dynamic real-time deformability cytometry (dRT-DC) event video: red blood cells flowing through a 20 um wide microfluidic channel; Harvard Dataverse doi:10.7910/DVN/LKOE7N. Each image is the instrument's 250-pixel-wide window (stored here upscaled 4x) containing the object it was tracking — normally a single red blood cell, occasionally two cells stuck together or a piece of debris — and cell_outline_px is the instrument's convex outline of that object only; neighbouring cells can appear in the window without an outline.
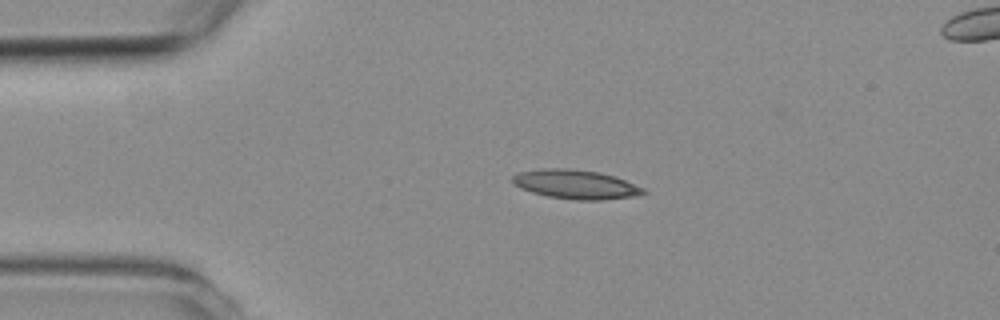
{"species": "common noctule bat (a hibernating species)", "species_latin": "Nyctalus noctula", "temperature_condition": "room temperature", "stored_images_in_passage": 4, "segment_of_instrument_passage": [1, 2], "camera_frame_rate_fps": 3000, "um_per_image_px": 0.085, "animal": {"sex": "female", "body_mass_g": 19.3, "forearm_length_mm": 54.1}, "frame": {"image": 1, "passage_image": 2, "time_ms": 1.333, "image_size_px": [1000, 320], "cell_outline_px": [[648, 192], [632, 196], [600, 200], [576, 200], [548, 196], [532, 192], [520, 188], [512, 184], [512, 176], [520, 172], [540, 168], [568, 168], [600, 172], [616, 176], [644, 188]], "centroid_in_image_um": [48.92, 15.66], "position_along_channel_um": 36.1, "area_um2": 22.25}}